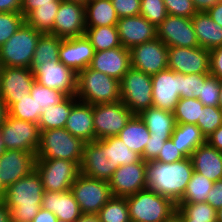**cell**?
Listing matches in <instances>:
<instances>
[{
	"instance_id": "ba28073f",
	"label": "cell",
	"mask_w": 222,
	"mask_h": 222,
	"mask_svg": "<svg viewBox=\"0 0 222 222\" xmlns=\"http://www.w3.org/2000/svg\"><path fill=\"white\" fill-rule=\"evenodd\" d=\"M117 168L111 156V137L84 144L81 174L109 182Z\"/></svg>"
},
{
	"instance_id": "6da1fadb",
	"label": "cell",
	"mask_w": 222,
	"mask_h": 222,
	"mask_svg": "<svg viewBox=\"0 0 222 222\" xmlns=\"http://www.w3.org/2000/svg\"><path fill=\"white\" fill-rule=\"evenodd\" d=\"M193 172L190 157L173 163L147 161V189L166 196L177 203L183 197Z\"/></svg>"
},
{
	"instance_id": "db71d44e",
	"label": "cell",
	"mask_w": 222,
	"mask_h": 222,
	"mask_svg": "<svg viewBox=\"0 0 222 222\" xmlns=\"http://www.w3.org/2000/svg\"><path fill=\"white\" fill-rule=\"evenodd\" d=\"M209 63V74L218 80L222 79V46L209 50Z\"/></svg>"
},
{
	"instance_id": "bcb514c9",
	"label": "cell",
	"mask_w": 222,
	"mask_h": 222,
	"mask_svg": "<svg viewBox=\"0 0 222 222\" xmlns=\"http://www.w3.org/2000/svg\"><path fill=\"white\" fill-rule=\"evenodd\" d=\"M140 15L158 27L168 13L163 0H141Z\"/></svg>"
},
{
	"instance_id": "5bb4252c",
	"label": "cell",
	"mask_w": 222,
	"mask_h": 222,
	"mask_svg": "<svg viewBox=\"0 0 222 222\" xmlns=\"http://www.w3.org/2000/svg\"><path fill=\"white\" fill-rule=\"evenodd\" d=\"M33 73L37 83L56 89L66 96L76 95L77 73L59 60L43 63Z\"/></svg>"
},
{
	"instance_id": "44dd1931",
	"label": "cell",
	"mask_w": 222,
	"mask_h": 222,
	"mask_svg": "<svg viewBox=\"0 0 222 222\" xmlns=\"http://www.w3.org/2000/svg\"><path fill=\"white\" fill-rule=\"evenodd\" d=\"M36 154L22 150H4L0 154V179L7 188L35 169Z\"/></svg>"
},
{
	"instance_id": "f6af8a7d",
	"label": "cell",
	"mask_w": 222,
	"mask_h": 222,
	"mask_svg": "<svg viewBox=\"0 0 222 222\" xmlns=\"http://www.w3.org/2000/svg\"><path fill=\"white\" fill-rule=\"evenodd\" d=\"M111 156L113 165H127L138 162L141 156L129 149L117 136L111 137Z\"/></svg>"
},
{
	"instance_id": "8c879c8a",
	"label": "cell",
	"mask_w": 222,
	"mask_h": 222,
	"mask_svg": "<svg viewBox=\"0 0 222 222\" xmlns=\"http://www.w3.org/2000/svg\"><path fill=\"white\" fill-rule=\"evenodd\" d=\"M216 222H222V207L216 212Z\"/></svg>"
},
{
	"instance_id": "7402d4cb",
	"label": "cell",
	"mask_w": 222,
	"mask_h": 222,
	"mask_svg": "<svg viewBox=\"0 0 222 222\" xmlns=\"http://www.w3.org/2000/svg\"><path fill=\"white\" fill-rule=\"evenodd\" d=\"M89 67L121 81L131 68L130 49L120 46L104 51H95Z\"/></svg>"
},
{
	"instance_id": "e0dca14e",
	"label": "cell",
	"mask_w": 222,
	"mask_h": 222,
	"mask_svg": "<svg viewBox=\"0 0 222 222\" xmlns=\"http://www.w3.org/2000/svg\"><path fill=\"white\" fill-rule=\"evenodd\" d=\"M146 161L120 165L113 173L109 186L113 196L128 197L147 188Z\"/></svg>"
},
{
	"instance_id": "ac0fdd59",
	"label": "cell",
	"mask_w": 222,
	"mask_h": 222,
	"mask_svg": "<svg viewBox=\"0 0 222 222\" xmlns=\"http://www.w3.org/2000/svg\"><path fill=\"white\" fill-rule=\"evenodd\" d=\"M157 38L167 47H198L191 18L169 15L156 27Z\"/></svg>"
},
{
	"instance_id": "9a60e30c",
	"label": "cell",
	"mask_w": 222,
	"mask_h": 222,
	"mask_svg": "<svg viewBox=\"0 0 222 222\" xmlns=\"http://www.w3.org/2000/svg\"><path fill=\"white\" fill-rule=\"evenodd\" d=\"M34 82V73L30 68L0 66V98L7 108L30 94Z\"/></svg>"
},
{
	"instance_id": "11a10c76",
	"label": "cell",
	"mask_w": 222,
	"mask_h": 222,
	"mask_svg": "<svg viewBox=\"0 0 222 222\" xmlns=\"http://www.w3.org/2000/svg\"><path fill=\"white\" fill-rule=\"evenodd\" d=\"M206 202L216 210L222 207V180L214 183L206 197Z\"/></svg>"
},
{
	"instance_id": "2e32d148",
	"label": "cell",
	"mask_w": 222,
	"mask_h": 222,
	"mask_svg": "<svg viewBox=\"0 0 222 222\" xmlns=\"http://www.w3.org/2000/svg\"><path fill=\"white\" fill-rule=\"evenodd\" d=\"M168 68L181 74H209V50L200 46L168 47Z\"/></svg>"
},
{
	"instance_id": "f546056e",
	"label": "cell",
	"mask_w": 222,
	"mask_h": 222,
	"mask_svg": "<svg viewBox=\"0 0 222 222\" xmlns=\"http://www.w3.org/2000/svg\"><path fill=\"white\" fill-rule=\"evenodd\" d=\"M150 134L147 126L139 115H133L117 137L123 141L130 150L142 156L144 148L150 139Z\"/></svg>"
},
{
	"instance_id": "7bdbcfd3",
	"label": "cell",
	"mask_w": 222,
	"mask_h": 222,
	"mask_svg": "<svg viewBox=\"0 0 222 222\" xmlns=\"http://www.w3.org/2000/svg\"><path fill=\"white\" fill-rule=\"evenodd\" d=\"M222 125V110L219 107L204 106L197 126L202 135L208 138Z\"/></svg>"
},
{
	"instance_id": "94428289",
	"label": "cell",
	"mask_w": 222,
	"mask_h": 222,
	"mask_svg": "<svg viewBox=\"0 0 222 222\" xmlns=\"http://www.w3.org/2000/svg\"><path fill=\"white\" fill-rule=\"evenodd\" d=\"M221 0H192L197 12H207Z\"/></svg>"
},
{
	"instance_id": "03108f58",
	"label": "cell",
	"mask_w": 222,
	"mask_h": 222,
	"mask_svg": "<svg viewBox=\"0 0 222 222\" xmlns=\"http://www.w3.org/2000/svg\"><path fill=\"white\" fill-rule=\"evenodd\" d=\"M8 115V108L2 98H0V126L5 121L6 117Z\"/></svg>"
},
{
	"instance_id": "ab89813d",
	"label": "cell",
	"mask_w": 222,
	"mask_h": 222,
	"mask_svg": "<svg viewBox=\"0 0 222 222\" xmlns=\"http://www.w3.org/2000/svg\"><path fill=\"white\" fill-rule=\"evenodd\" d=\"M42 111L41 108H38L37 103L30 94L18 99V102L13 103L8 108L10 116L36 124L39 123Z\"/></svg>"
},
{
	"instance_id": "ffe728a7",
	"label": "cell",
	"mask_w": 222,
	"mask_h": 222,
	"mask_svg": "<svg viewBox=\"0 0 222 222\" xmlns=\"http://www.w3.org/2000/svg\"><path fill=\"white\" fill-rule=\"evenodd\" d=\"M85 31V5L61 0L54 20L53 34L60 38L68 39L84 36Z\"/></svg>"
},
{
	"instance_id": "34e18365",
	"label": "cell",
	"mask_w": 222,
	"mask_h": 222,
	"mask_svg": "<svg viewBox=\"0 0 222 222\" xmlns=\"http://www.w3.org/2000/svg\"><path fill=\"white\" fill-rule=\"evenodd\" d=\"M4 151V146H3V143H2V136L0 134V154Z\"/></svg>"
},
{
	"instance_id": "680465c9",
	"label": "cell",
	"mask_w": 222,
	"mask_h": 222,
	"mask_svg": "<svg viewBox=\"0 0 222 222\" xmlns=\"http://www.w3.org/2000/svg\"><path fill=\"white\" fill-rule=\"evenodd\" d=\"M206 142L218 151L222 152V125L208 138H206Z\"/></svg>"
},
{
	"instance_id": "d6986e66",
	"label": "cell",
	"mask_w": 222,
	"mask_h": 222,
	"mask_svg": "<svg viewBox=\"0 0 222 222\" xmlns=\"http://www.w3.org/2000/svg\"><path fill=\"white\" fill-rule=\"evenodd\" d=\"M153 107L173 112L181 98V73L167 68L151 76Z\"/></svg>"
},
{
	"instance_id": "816d5d0a",
	"label": "cell",
	"mask_w": 222,
	"mask_h": 222,
	"mask_svg": "<svg viewBox=\"0 0 222 222\" xmlns=\"http://www.w3.org/2000/svg\"><path fill=\"white\" fill-rule=\"evenodd\" d=\"M186 158L180 151L177 145H175L171 139L165 141L163 148L161 149L158 157L155 161L162 163H173Z\"/></svg>"
},
{
	"instance_id": "e575fe53",
	"label": "cell",
	"mask_w": 222,
	"mask_h": 222,
	"mask_svg": "<svg viewBox=\"0 0 222 222\" xmlns=\"http://www.w3.org/2000/svg\"><path fill=\"white\" fill-rule=\"evenodd\" d=\"M85 36L90 41L95 51H104L122 46L117 25L86 27Z\"/></svg>"
},
{
	"instance_id": "4fadbf2b",
	"label": "cell",
	"mask_w": 222,
	"mask_h": 222,
	"mask_svg": "<svg viewBox=\"0 0 222 222\" xmlns=\"http://www.w3.org/2000/svg\"><path fill=\"white\" fill-rule=\"evenodd\" d=\"M131 67L153 76L168 68V47L159 39L133 46L130 49Z\"/></svg>"
},
{
	"instance_id": "1f68e13d",
	"label": "cell",
	"mask_w": 222,
	"mask_h": 222,
	"mask_svg": "<svg viewBox=\"0 0 222 222\" xmlns=\"http://www.w3.org/2000/svg\"><path fill=\"white\" fill-rule=\"evenodd\" d=\"M170 139L185 157H190L198 146L206 142L199 127L194 124H176Z\"/></svg>"
},
{
	"instance_id": "9c48e42d",
	"label": "cell",
	"mask_w": 222,
	"mask_h": 222,
	"mask_svg": "<svg viewBox=\"0 0 222 222\" xmlns=\"http://www.w3.org/2000/svg\"><path fill=\"white\" fill-rule=\"evenodd\" d=\"M35 169L44 190L52 192L69 191L80 174V165L66 159H36Z\"/></svg>"
},
{
	"instance_id": "e7e4bbea",
	"label": "cell",
	"mask_w": 222,
	"mask_h": 222,
	"mask_svg": "<svg viewBox=\"0 0 222 222\" xmlns=\"http://www.w3.org/2000/svg\"><path fill=\"white\" fill-rule=\"evenodd\" d=\"M76 222H100L96 214H82Z\"/></svg>"
},
{
	"instance_id": "89a4df30",
	"label": "cell",
	"mask_w": 222,
	"mask_h": 222,
	"mask_svg": "<svg viewBox=\"0 0 222 222\" xmlns=\"http://www.w3.org/2000/svg\"><path fill=\"white\" fill-rule=\"evenodd\" d=\"M164 222H182L180 217L175 213L170 219L164 221Z\"/></svg>"
},
{
	"instance_id": "7a4b0ae2",
	"label": "cell",
	"mask_w": 222,
	"mask_h": 222,
	"mask_svg": "<svg viewBox=\"0 0 222 222\" xmlns=\"http://www.w3.org/2000/svg\"><path fill=\"white\" fill-rule=\"evenodd\" d=\"M44 192L36 169L9 185L3 202L10 210L11 222H31L41 209Z\"/></svg>"
},
{
	"instance_id": "6125c7cd",
	"label": "cell",
	"mask_w": 222,
	"mask_h": 222,
	"mask_svg": "<svg viewBox=\"0 0 222 222\" xmlns=\"http://www.w3.org/2000/svg\"><path fill=\"white\" fill-rule=\"evenodd\" d=\"M207 13L215 23L222 27V1L210 8Z\"/></svg>"
},
{
	"instance_id": "8fae6325",
	"label": "cell",
	"mask_w": 222,
	"mask_h": 222,
	"mask_svg": "<svg viewBox=\"0 0 222 222\" xmlns=\"http://www.w3.org/2000/svg\"><path fill=\"white\" fill-rule=\"evenodd\" d=\"M82 214H97L113 196L109 182L79 174L71 186Z\"/></svg>"
},
{
	"instance_id": "ee69618b",
	"label": "cell",
	"mask_w": 222,
	"mask_h": 222,
	"mask_svg": "<svg viewBox=\"0 0 222 222\" xmlns=\"http://www.w3.org/2000/svg\"><path fill=\"white\" fill-rule=\"evenodd\" d=\"M21 12H0V47L22 26Z\"/></svg>"
},
{
	"instance_id": "681fc988",
	"label": "cell",
	"mask_w": 222,
	"mask_h": 222,
	"mask_svg": "<svg viewBox=\"0 0 222 222\" xmlns=\"http://www.w3.org/2000/svg\"><path fill=\"white\" fill-rule=\"evenodd\" d=\"M169 15L192 18L196 9L192 0H163Z\"/></svg>"
},
{
	"instance_id": "7dc6e473",
	"label": "cell",
	"mask_w": 222,
	"mask_h": 222,
	"mask_svg": "<svg viewBox=\"0 0 222 222\" xmlns=\"http://www.w3.org/2000/svg\"><path fill=\"white\" fill-rule=\"evenodd\" d=\"M210 74H181V98H199L201 84Z\"/></svg>"
},
{
	"instance_id": "6f0895ef",
	"label": "cell",
	"mask_w": 222,
	"mask_h": 222,
	"mask_svg": "<svg viewBox=\"0 0 222 222\" xmlns=\"http://www.w3.org/2000/svg\"><path fill=\"white\" fill-rule=\"evenodd\" d=\"M22 0H0V12H21Z\"/></svg>"
},
{
	"instance_id": "d4e9b609",
	"label": "cell",
	"mask_w": 222,
	"mask_h": 222,
	"mask_svg": "<svg viewBox=\"0 0 222 222\" xmlns=\"http://www.w3.org/2000/svg\"><path fill=\"white\" fill-rule=\"evenodd\" d=\"M41 208L56 215L57 219L76 222L82 215L71 190L64 192L45 191Z\"/></svg>"
},
{
	"instance_id": "a7ac6f4b",
	"label": "cell",
	"mask_w": 222,
	"mask_h": 222,
	"mask_svg": "<svg viewBox=\"0 0 222 222\" xmlns=\"http://www.w3.org/2000/svg\"><path fill=\"white\" fill-rule=\"evenodd\" d=\"M6 192V187L3 185L1 179H0V200H3Z\"/></svg>"
},
{
	"instance_id": "cb8c5ba5",
	"label": "cell",
	"mask_w": 222,
	"mask_h": 222,
	"mask_svg": "<svg viewBox=\"0 0 222 222\" xmlns=\"http://www.w3.org/2000/svg\"><path fill=\"white\" fill-rule=\"evenodd\" d=\"M95 49L86 36L63 39L59 47V61L76 73L90 66Z\"/></svg>"
},
{
	"instance_id": "60d3db41",
	"label": "cell",
	"mask_w": 222,
	"mask_h": 222,
	"mask_svg": "<svg viewBox=\"0 0 222 222\" xmlns=\"http://www.w3.org/2000/svg\"><path fill=\"white\" fill-rule=\"evenodd\" d=\"M176 214L180 219L216 220V212L209 203H176Z\"/></svg>"
},
{
	"instance_id": "c3c4849f",
	"label": "cell",
	"mask_w": 222,
	"mask_h": 222,
	"mask_svg": "<svg viewBox=\"0 0 222 222\" xmlns=\"http://www.w3.org/2000/svg\"><path fill=\"white\" fill-rule=\"evenodd\" d=\"M219 80L216 77L209 76L204 84H201L200 97L198 100L204 106L219 107Z\"/></svg>"
},
{
	"instance_id": "74e56055",
	"label": "cell",
	"mask_w": 222,
	"mask_h": 222,
	"mask_svg": "<svg viewBox=\"0 0 222 222\" xmlns=\"http://www.w3.org/2000/svg\"><path fill=\"white\" fill-rule=\"evenodd\" d=\"M96 215L100 222H131L126 197L112 196Z\"/></svg>"
},
{
	"instance_id": "603a6c76",
	"label": "cell",
	"mask_w": 222,
	"mask_h": 222,
	"mask_svg": "<svg viewBox=\"0 0 222 222\" xmlns=\"http://www.w3.org/2000/svg\"><path fill=\"white\" fill-rule=\"evenodd\" d=\"M117 29L120 43L127 49L157 37L156 27L141 15L120 18Z\"/></svg>"
},
{
	"instance_id": "836d02e7",
	"label": "cell",
	"mask_w": 222,
	"mask_h": 222,
	"mask_svg": "<svg viewBox=\"0 0 222 222\" xmlns=\"http://www.w3.org/2000/svg\"><path fill=\"white\" fill-rule=\"evenodd\" d=\"M63 38L54 34H41L34 51L30 69L34 71L38 66L52 60H59V47Z\"/></svg>"
},
{
	"instance_id": "f35d334b",
	"label": "cell",
	"mask_w": 222,
	"mask_h": 222,
	"mask_svg": "<svg viewBox=\"0 0 222 222\" xmlns=\"http://www.w3.org/2000/svg\"><path fill=\"white\" fill-rule=\"evenodd\" d=\"M203 107L197 98H180L173 111L176 123L197 125Z\"/></svg>"
},
{
	"instance_id": "753ad0ef",
	"label": "cell",
	"mask_w": 222,
	"mask_h": 222,
	"mask_svg": "<svg viewBox=\"0 0 222 222\" xmlns=\"http://www.w3.org/2000/svg\"><path fill=\"white\" fill-rule=\"evenodd\" d=\"M65 1L78 2V3H82L84 5L87 3V0H65Z\"/></svg>"
},
{
	"instance_id": "8992f818",
	"label": "cell",
	"mask_w": 222,
	"mask_h": 222,
	"mask_svg": "<svg viewBox=\"0 0 222 222\" xmlns=\"http://www.w3.org/2000/svg\"><path fill=\"white\" fill-rule=\"evenodd\" d=\"M41 34L24 22L0 47V66L30 68Z\"/></svg>"
},
{
	"instance_id": "30bf717a",
	"label": "cell",
	"mask_w": 222,
	"mask_h": 222,
	"mask_svg": "<svg viewBox=\"0 0 222 222\" xmlns=\"http://www.w3.org/2000/svg\"><path fill=\"white\" fill-rule=\"evenodd\" d=\"M4 150H22L37 153L41 131L36 123L20 120L7 115L0 126Z\"/></svg>"
},
{
	"instance_id": "83f0119b",
	"label": "cell",
	"mask_w": 222,
	"mask_h": 222,
	"mask_svg": "<svg viewBox=\"0 0 222 222\" xmlns=\"http://www.w3.org/2000/svg\"><path fill=\"white\" fill-rule=\"evenodd\" d=\"M191 20L200 47L211 50L222 46V27L207 12H197Z\"/></svg>"
},
{
	"instance_id": "be15d7a7",
	"label": "cell",
	"mask_w": 222,
	"mask_h": 222,
	"mask_svg": "<svg viewBox=\"0 0 222 222\" xmlns=\"http://www.w3.org/2000/svg\"><path fill=\"white\" fill-rule=\"evenodd\" d=\"M0 222H11L10 210L6 207L3 200H0Z\"/></svg>"
},
{
	"instance_id": "3957f363",
	"label": "cell",
	"mask_w": 222,
	"mask_h": 222,
	"mask_svg": "<svg viewBox=\"0 0 222 222\" xmlns=\"http://www.w3.org/2000/svg\"><path fill=\"white\" fill-rule=\"evenodd\" d=\"M75 97L91 105L118 102L121 98L120 81L87 67L77 73Z\"/></svg>"
},
{
	"instance_id": "5b68a950",
	"label": "cell",
	"mask_w": 222,
	"mask_h": 222,
	"mask_svg": "<svg viewBox=\"0 0 222 222\" xmlns=\"http://www.w3.org/2000/svg\"><path fill=\"white\" fill-rule=\"evenodd\" d=\"M85 142L65 128L41 131L36 159H66L81 164Z\"/></svg>"
},
{
	"instance_id": "d590c367",
	"label": "cell",
	"mask_w": 222,
	"mask_h": 222,
	"mask_svg": "<svg viewBox=\"0 0 222 222\" xmlns=\"http://www.w3.org/2000/svg\"><path fill=\"white\" fill-rule=\"evenodd\" d=\"M60 3L52 2V5L36 7L25 17V22L42 34H53L54 20Z\"/></svg>"
},
{
	"instance_id": "b9f144b4",
	"label": "cell",
	"mask_w": 222,
	"mask_h": 222,
	"mask_svg": "<svg viewBox=\"0 0 222 222\" xmlns=\"http://www.w3.org/2000/svg\"><path fill=\"white\" fill-rule=\"evenodd\" d=\"M30 95L37 103L38 108L42 110L47 109L52 105H57L63 101L67 96L56 89L48 88L42 84L33 83Z\"/></svg>"
},
{
	"instance_id": "4dcf8cb0",
	"label": "cell",
	"mask_w": 222,
	"mask_h": 222,
	"mask_svg": "<svg viewBox=\"0 0 222 222\" xmlns=\"http://www.w3.org/2000/svg\"><path fill=\"white\" fill-rule=\"evenodd\" d=\"M85 18L86 27L115 26L119 20L111 0H89Z\"/></svg>"
},
{
	"instance_id": "11e5206c",
	"label": "cell",
	"mask_w": 222,
	"mask_h": 222,
	"mask_svg": "<svg viewBox=\"0 0 222 222\" xmlns=\"http://www.w3.org/2000/svg\"><path fill=\"white\" fill-rule=\"evenodd\" d=\"M57 222H68V221L57 219Z\"/></svg>"
},
{
	"instance_id": "484cf974",
	"label": "cell",
	"mask_w": 222,
	"mask_h": 222,
	"mask_svg": "<svg viewBox=\"0 0 222 222\" xmlns=\"http://www.w3.org/2000/svg\"><path fill=\"white\" fill-rule=\"evenodd\" d=\"M65 129L85 143L95 141L92 105L77 100L65 123Z\"/></svg>"
},
{
	"instance_id": "003e7915",
	"label": "cell",
	"mask_w": 222,
	"mask_h": 222,
	"mask_svg": "<svg viewBox=\"0 0 222 222\" xmlns=\"http://www.w3.org/2000/svg\"><path fill=\"white\" fill-rule=\"evenodd\" d=\"M219 88H220V93H219V108L222 110V79H219Z\"/></svg>"
},
{
	"instance_id": "f5cc1de1",
	"label": "cell",
	"mask_w": 222,
	"mask_h": 222,
	"mask_svg": "<svg viewBox=\"0 0 222 222\" xmlns=\"http://www.w3.org/2000/svg\"><path fill=\"white\" fill-rule=\"evenodd\" d=\"M169 139L170 138L150 137L144 148L141 158L146 162L155 160L163 148L165 141Z\"/></svg>"
},
{
	"instance_id": "91938a15",
	"label": "cell",
	"mask_w": 222,
	"mask_h": 222,
	"mask_svg": "<svg viewBox=\"0 0 222 222\" xmlns=\"http://www.w3.org/2000/svg\"><path fill=\"white\" fill-rule=\"evenodd\" d=\"M31 222H57V217L52 212L41 208Z\"/></svg>"
},
{
	"instance_id": "277c9868",
	"label": "cell",
	"mask_w": 222,
	"mask_h": 222,
	"mask_svg": "<svg viewBox=\"0 0 222 222\" xmlns=\"http://www.w3.org/2000/svg\"><path fill=\"white\" fill-rule=\"evenodd\" d=\"M131 222H164L175 213L177 204L150 189L126 197Z\"/></svg>"
},
{
	"instance_id": "d6a6232c",
	"label": "cell",
	"mask_w": 222,
	"mask_h": 222,
	"mask_svg": "<svg viewBox=\"0 0 222 222\" xmlns=\"http://www.w3.org/2000/svg\"><path fill=\"white\" fill-rule=\"evenodd\" d=\"M78 99L75 96H67L57 105H52L42 111L38 126L40 131L65 128V123L71 113L72 105Z\"/></svg>"
},
{
	"instance_id": "f1b7e54d",
	"label": "cell",
	"mask_w": 222,
	"mask_h": 222,
	"mask_svg": "<svg viewBox=\"0 0 222 222\" xmlns=\"http://www.w3.org/2000/svg\"><path fill=\"white\" fill-rule=\"evenodd\" d=\"M139 117L151 133L150 137L171 138L177 124L173 112L155 107L144 110Z\"/></svg>"
},
{
	"instance_id": "8d00e7d4",
	"label": "cell",
	"mask_w": 222,
	"mask_h": 222,
	"mask_svg": "<svg viewBox=\"0 0 222 222\" xmlns=\"http://www.w3.org/2000/svg\"><path fill=\"white\" fill-rule=\"evenodd\" d=\"M214 183L204 175L194 171L183 197L177 203L206 202V197Z\"/></svg>"
},
{
	"instance_id": "7c38bea8",
	"label": "cell",
	"mask_w": 222,
	"mask_h": 222,
	"mask_svg": "<svg viewBox=\"0 0 222 222\" xmlns=\"http://www.w3.org/2000/svg\"><path fill=\"white\" fill-rule=\"evenodd\" d=\"M95 141L117 136L134 115L121 100L92 105Z\"/></svg>"
},
{
	"instance_id": "4316f807",
	"label": "cell",
	"mask_w": 222,
	"mask_h": 222,
	"mask_svg": "<svg viewBox=\"0 0 222 222\" xmlns=\"http://www.w3.org/2000/svg\"><path fill=\"white\" fill-rule=\"evenodd\" d=\"M190 158L195 172L213 182L222 180V152L205 142L193 151Z\"/></svg>"
},
{
	"instance_id": "2644e50d",
	"label": "cell",
	"mask_w": 222,
	"mask_h": 222,
	"mask_svg": "<svg viewBox=\"0 0 222 222\" xmlns=\"http://www.w3.org/2000/svg\"><path fill=\"white\" fill-rule=\"evenodd\" d=\"M182 222H216V220H194V219H181Z\"/></svg>"
},
{
	"instance_id": "9f6ffc18",
	"label": "cell",
	"mask_w": 222,
	"mask_h": 222,
	"mask_svg": "<svg viewBox=\"0 0 222 222\" xmlns=\"http://www.w3.org/2000/svg\"><path fill=\"white\" fill-rule=\"evenodd\" d=\"M52 2H61V0H22L21 13L26 17L36 7L52 5Z\"/></svg>"
},
{
	"instance_id": "52a82bcc",
	"label": "cell",
	"mask_w": 222,
	"mask_h": 222,
	"mask_svg": "<svg viewBox=\"0 0 222 222\" xmlns=\"http://www.w3.org/2000/svg\"><path fill=\"white\" fill-rule=\"evenodd\" d=\"M120 88V100L134 115L153 107L150 75L131 67L120 81Z\"/></svg>"
},
{
	"instance_id": "f907efd6",
	"label": "cell",
	"mask_w": 222,
	"mask_h": 222,
	"mask_svg": "<svg viewBox=\"0 0 222 222\" xmlns=\"http://www.w3.org/2000/svg\"><path fill=\"white\" fill-rule=\"evenodd\" d=\"M111 2L119 19L140 15L141 0H111Z\"/></svg>"
}]
</instances>
